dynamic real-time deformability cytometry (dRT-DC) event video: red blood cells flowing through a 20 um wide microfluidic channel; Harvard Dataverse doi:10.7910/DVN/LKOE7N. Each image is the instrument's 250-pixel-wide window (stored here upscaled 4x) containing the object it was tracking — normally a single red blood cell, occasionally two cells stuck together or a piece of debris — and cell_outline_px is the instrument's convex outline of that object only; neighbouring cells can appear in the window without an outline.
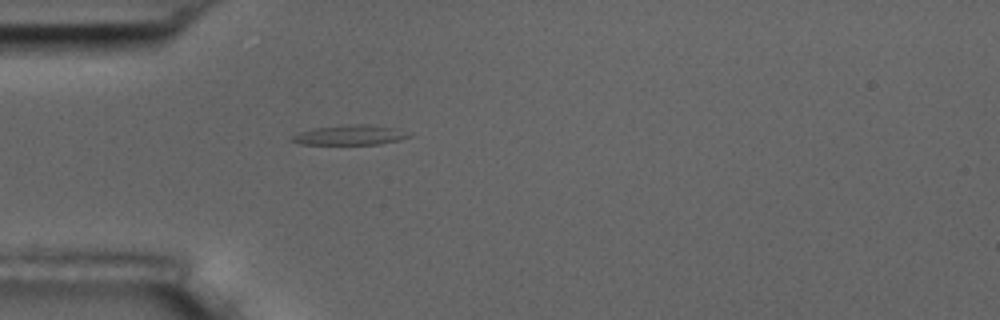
{"species": "common noctule bat (a hibernating species)", "species_latin": "Nyctalus noctula", "temperature_condition": "room temperature", "stored_images_in_passage": 1, "camera_frame_rate_fps": 3000, "um_per_image_px": 0.085, "animal": {"sex": "male", "body_mass_g": 17.5, "forearm_length_mm": 52.3}, "frame": {"image": 1, "passage_image": 1, "time_ms": 0.0, "image_size_px": [1000, 320], "cell_outline_px": [[412, 136], [400, 140], [380, 144], [300, 144], [288, 140], [292, 136], [300, 132], [312, 128], [352, 124], [368, 124], [396, 128], [412, 132]], "centroid_in_image_um": [29.8, 11.47], "position_along_channel_um": 55.2, "area_um2": 13.76}}